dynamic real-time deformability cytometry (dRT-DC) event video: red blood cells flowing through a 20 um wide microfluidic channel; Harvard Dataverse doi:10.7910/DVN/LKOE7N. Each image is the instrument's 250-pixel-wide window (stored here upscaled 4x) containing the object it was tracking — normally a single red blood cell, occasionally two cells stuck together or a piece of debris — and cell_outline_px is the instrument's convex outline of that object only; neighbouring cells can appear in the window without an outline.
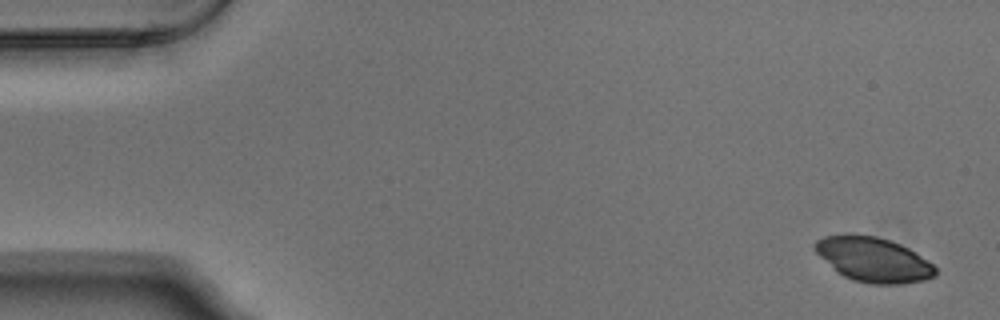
{"species": "Egyptian fruit bat (a non-hibernating species)", "species_latin": "Rousettus aegyptiacus", "temperature_condition": "warm", "stored_images_in_passage": 5, "camera_frame_rate_fps": 3000, "um_per_image_px": 0.085, "animal": {"sex": "male"}, "frame": {"image": 1, "passage_image": 1, "time_ms": 0.0, "image_size_px": [1000, 320], "cell_outline_px": [[936, 272], [932, 276], [924, 280], [900, 284], [872, 284], [852, 280], [836, 272], [816, 252], [812, 244], [816, 240], [824, 236], [876, 236], [900, 244], [916, 252], [932, 264], [936, 268]], "centroid_in_image_um": [74.23, 22.09], "position_along_channel_um": 10.8, "area_um2": 30.81}}
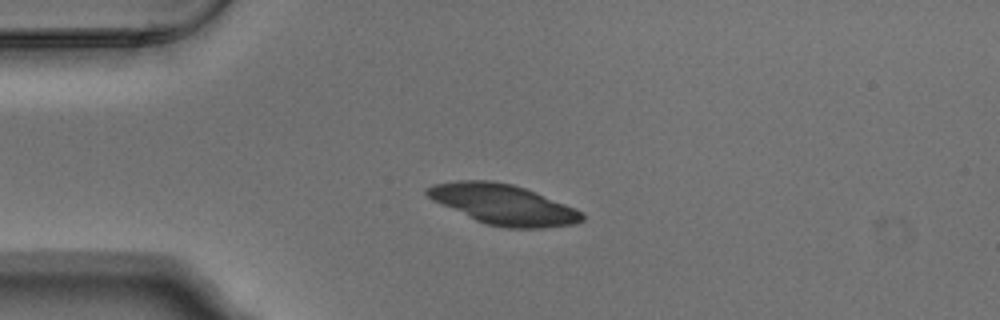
{"frame": {"image": 2, "passage_image": 4, "time_ms": 1.0, "image_size_px": [1000, 320], "cell_outline_px": [[584, 220], [576, 224], [544, 228], [508, 228], [484, 224], [440, 204], [432, 200], [424, 192], [424, 188], [432, 184], [456, 180], [492, 180], [512, 184], [536, 192], [576, 208], [584, 212]], "centroid_in_image_um": [42.78, 17.38], "position_along_channel_um": 42.2, "area_um2": 36.65}}